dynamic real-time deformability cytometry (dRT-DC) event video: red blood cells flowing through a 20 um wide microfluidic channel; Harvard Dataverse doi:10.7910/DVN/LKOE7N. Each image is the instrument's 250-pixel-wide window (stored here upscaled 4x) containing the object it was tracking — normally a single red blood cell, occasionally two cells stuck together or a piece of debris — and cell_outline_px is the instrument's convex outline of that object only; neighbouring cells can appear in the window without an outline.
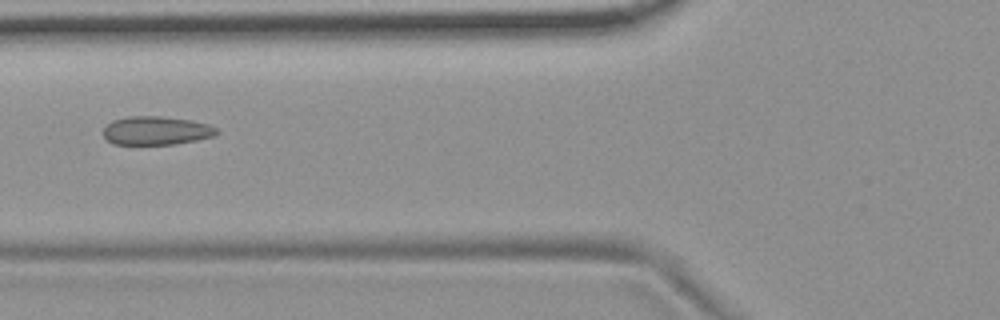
{"species": "common noctule bat (a hibernating species)", "species_latin": "Nyctalus noctula", "temperature_condition": "room temperature", "stored_images_in_passage": 10, "camera_frame_rate_fps": 3000, "um_per_image_px": 0.085, "animal": {"sex": "female", "body_mass_g": 19.9}, "frame": {"image": 1, "passage_image": 6, "time_ms": 1.667, "image_size_px": [1000, 320], "cell_outline_px": [[220, 132], [216, 136], [176, 144], [112, 144], [100, 132], [112, 120], [128, 116], [164, 116], [192, 120], [208, 124], [216, 128]], "centroid_in_image_um": [13.29, 11.09], "position_along_channel_um": 112.5, "area_um2": 19.13}}
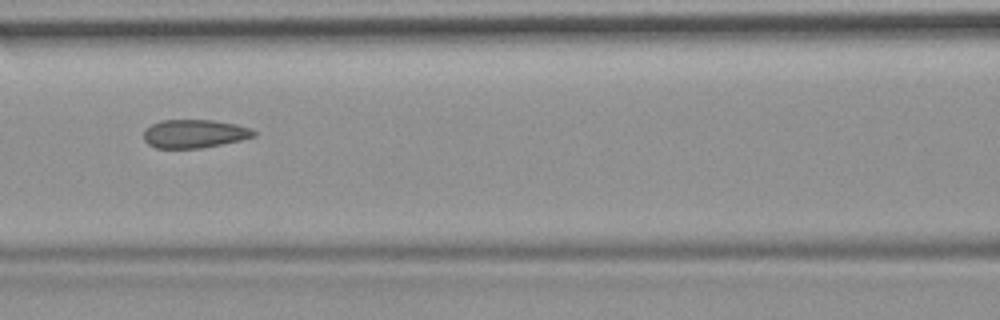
{"frame": {"image": 2, "passage_image": 7, "time_ms": 2.0, "image_size_px": [1000, 320], "cell_outline_px": [[256, 136], [240, 140], [200, 148], [156, 148], [148, 144], [144, 140], [144, 132], [152, 124], [160, 120], [212, 120], [236, 124], [252, 128], [256, 132]], "centroid_in_image_um": [16.54, 11.36], "position_along_channel_um": 150.1, "area_um2": 18.15}}
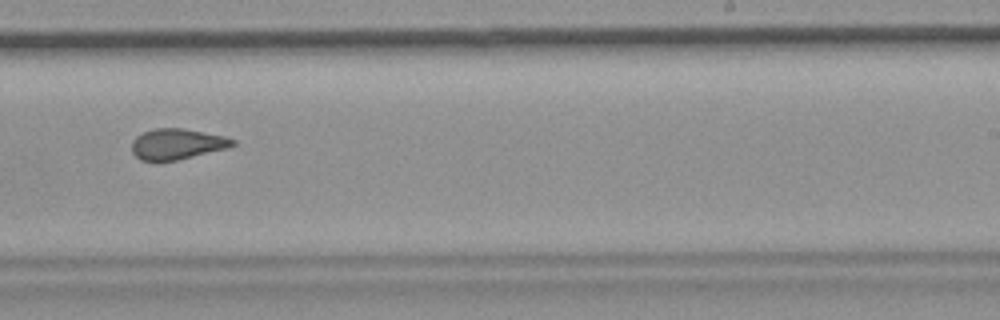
{"frame": {"image": 3, "passage_image": 10, "time_ms": 3.0, "image_size_px": [1000, 320], "cell_outline_px": [[236, 144], [228, 148], [176, 160], [156, 164], [140, 160], [132, 152], [132, 140], [136, 136], [144, 132], [156, 128], [184, 128], [224, 136], [236, 140]], "centroid_in_image_um": [15.01, 12.27], "position_along_channel_um": 274.0, "area_um2": 18.44}}